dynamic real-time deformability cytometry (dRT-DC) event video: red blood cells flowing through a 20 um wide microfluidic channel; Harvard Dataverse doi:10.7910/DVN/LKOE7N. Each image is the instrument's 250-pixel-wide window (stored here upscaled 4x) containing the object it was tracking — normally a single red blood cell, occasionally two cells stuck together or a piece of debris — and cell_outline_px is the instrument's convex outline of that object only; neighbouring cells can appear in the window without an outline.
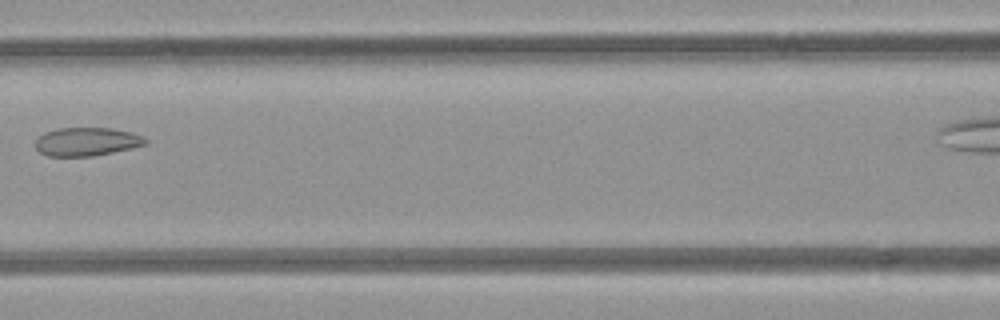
{"species": "common noctule bat (a hibernating species)", "species_latin": "Nyctalus noctula", "temperature_condition": "room temperature", "stored_images_in_passage": 7, "camera_frame_rate_fps": 3000, "um_per_image_px": 0.085, "animal": {"sex": "female", "body_mass_g": 21.9}, "frame": {"image": 1, "passage_image": 4, "time_ms": 3.333, "image_size_px": [1000, 320], "cell_outline_px": [[148, 144], [132, 148], [92, 156], [48, 156], [40, 152], [36, 148], [36, 140], [44, 132], [56, 128], [112, 128], [132, 132], [148, 140]], "centroid_in_image_um": [7.38, 12.03], "position_along_channel_um": 159.2, "area_um2": 18.21}}
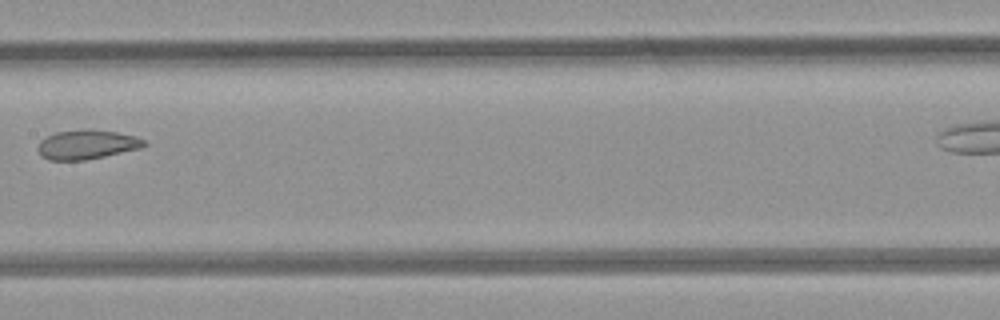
{"frame": {"image": 2, "passage_image": 5, "time_ms": 4.333, "image_size_px": [1000, 320], "cell_outline_px": [[148, 144], [140, 148], [104, 156], [84, 160], [48, 160], [40, 156], [36, 148], [40, 140], [56, 132], [88, 128], [116, 132], [136, 136], [144, 140]], "centroid_in_image_um": [7.35, 12.28], "position_along_channel_um": 200.1, "area_um2": 18.26}}
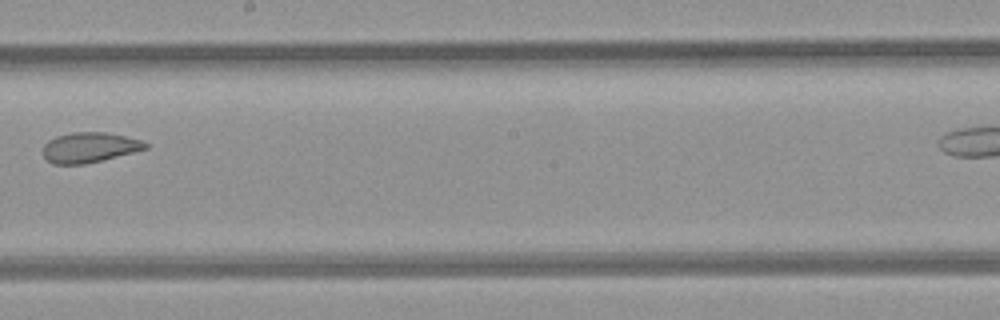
{"frame": {"image": 3, "passage_image": 6, "time_ms": 5.333, "image_size_px": [1000, 320], "cell_outline_px": [[148, 148], [84, 164], [52, 164], [44, 156], [44, 144], [48, 140], [56, 136], [72, 132], [108, 132], [140, 140], [148, 144]], "centroid_in_image_um": [7.57, 12.52], "position_along_channel_um": 240.6, "area_um2": 17.74}}